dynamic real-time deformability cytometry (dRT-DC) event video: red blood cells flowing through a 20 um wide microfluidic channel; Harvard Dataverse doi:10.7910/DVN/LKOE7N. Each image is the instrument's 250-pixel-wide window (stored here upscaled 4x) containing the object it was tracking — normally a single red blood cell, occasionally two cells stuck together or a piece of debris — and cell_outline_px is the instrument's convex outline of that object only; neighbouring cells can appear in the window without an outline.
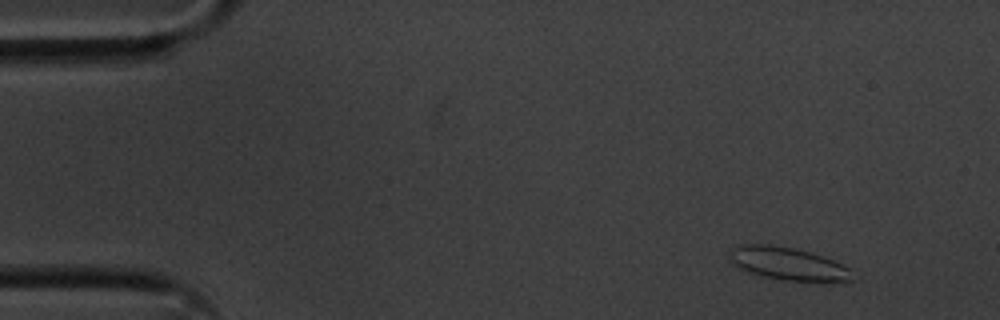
{"species": "common noctule bat (a hibernating species)", "species_latin": "Nyctalus noctula", "temperature_condition": "cold", "stored_images_in_passage": 52, "camera_frame_rate_fps": 3000, "um_per_image_px": 0.085, "animal": {"sex": "male", "body_mass_g": 20.1, "forearm_length_mm": 53.5}, "frame": {"image": 1, "passage_image": 1, "time_ms": 0.0, "image_size_px": [1000, 320], "cell_outline_px": [[852, 280], [828, 284], [784, 280], [764, 276], [748, 272], [732, 264], [728, 252], [732, 248], [740, 244], [768, 244], [792, 248], [808, 252], [832, 260], [852, 268]], "centroid_in_image_um": [67.02, 22.45], "position_along_channel_um": 18.0, "area_um2": 23.93}}
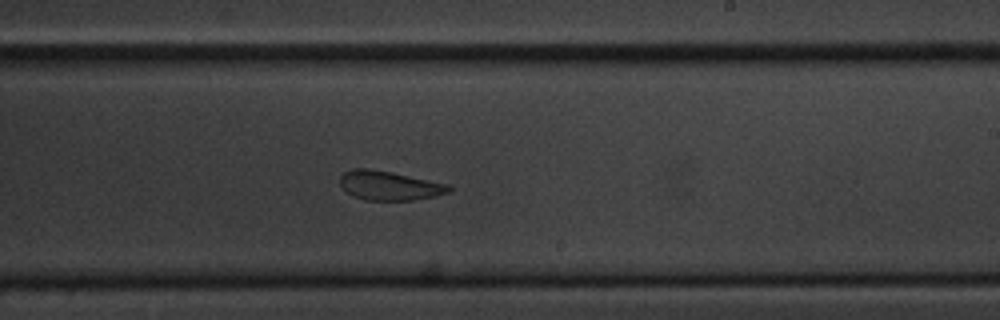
{"frame": {"image": 2, "passage_image": 29, "time_ms": 9.333, "image_size_px": [1000, 320], "cell_outline_px": [[452, 188], [448, 192], [436, 196], [412, 200], [364, 200], [352, 196], [340, 184], [340, 176], [344, 172], [352, 168], [372, 168], [392, 172], [448, 184]], "centroid_in_image_um": [33.07, 15.77], "position_along_channel_um": 255.9, "area_um2": 18.55}}
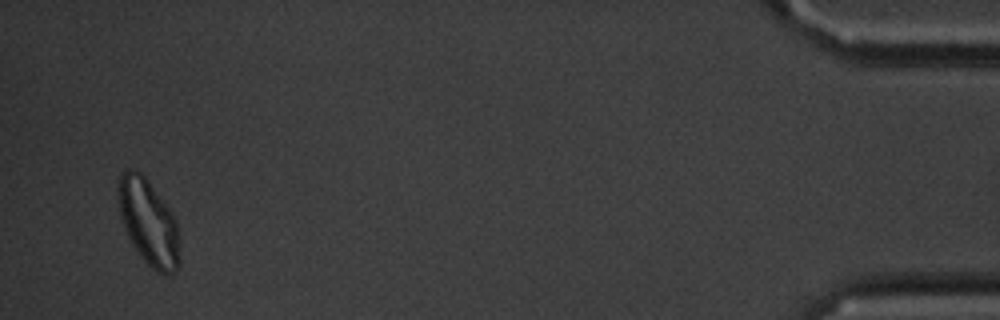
{"frame": {"image": 3, "passage_image": 50, "time_ms": 16.333, "image_size_px": [1000, 320], "cell_outline_px": [[180, 264], [176, 272], [164, 276], [156, 272], [140, 256], [132, 244], [124, 228], [120, 216], [116, 188], [116, 180], [124, 168], [128, 168], [140, 172], [144, 176], [172, 212], [176, 220], [180, 260]], "centroid_in_image_um": [12.59, 18.89], "position_along_channel_um": 422.6, "area_um2": 31.1}, "authors_computed_cell_mechanics": {"area_um2": 21.1548, "velocity_mm_per_s": 3.5303, "shape_relaxation_time_tau1_ms": 3.0159, "shape_relaxation_time_tau2_ms": 2.0229, "deformation_change_tau1": 0.1126, "deformation_change_tau2": 0.0835}}